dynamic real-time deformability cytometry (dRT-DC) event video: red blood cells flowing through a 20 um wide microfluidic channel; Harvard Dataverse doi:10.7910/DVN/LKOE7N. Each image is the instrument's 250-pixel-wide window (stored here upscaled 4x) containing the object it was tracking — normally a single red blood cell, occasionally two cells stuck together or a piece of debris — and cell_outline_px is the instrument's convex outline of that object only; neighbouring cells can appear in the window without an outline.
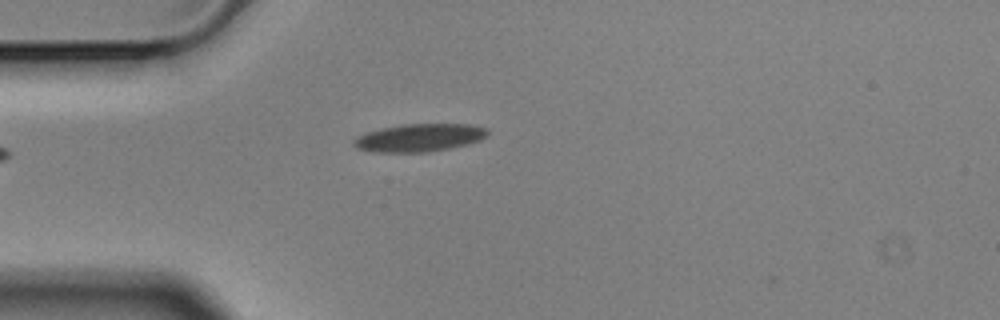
{"species": "Egyptian fruit bat (a non-hibernating species)", "species_latin": "Rousettus aegyptiacus", "temperature_condition": "cold", "stored_images_in_passage": 5, "camera_frame_rate_fps": 3000, "um_per_image_px": 0.085, "animal": {"sex": "male"}, "frame": {"image": 1, "passage_image": 5, "time_ms": 1.333, "image_size_px": [1000, 320], "cell_outline_px": [[488, 136], [480, 140], [468, 144], [428, 152], [372, 152], [356, 148], [352, 144], [352, 140], [356, 136], [368, 132], [384, 128], [404, 124], [472, 124], [488, 128]], "centroid_in_image_um": [35.65, 11.7], "position_along_channel_um": 49.3, "area_um2": 21.79}}